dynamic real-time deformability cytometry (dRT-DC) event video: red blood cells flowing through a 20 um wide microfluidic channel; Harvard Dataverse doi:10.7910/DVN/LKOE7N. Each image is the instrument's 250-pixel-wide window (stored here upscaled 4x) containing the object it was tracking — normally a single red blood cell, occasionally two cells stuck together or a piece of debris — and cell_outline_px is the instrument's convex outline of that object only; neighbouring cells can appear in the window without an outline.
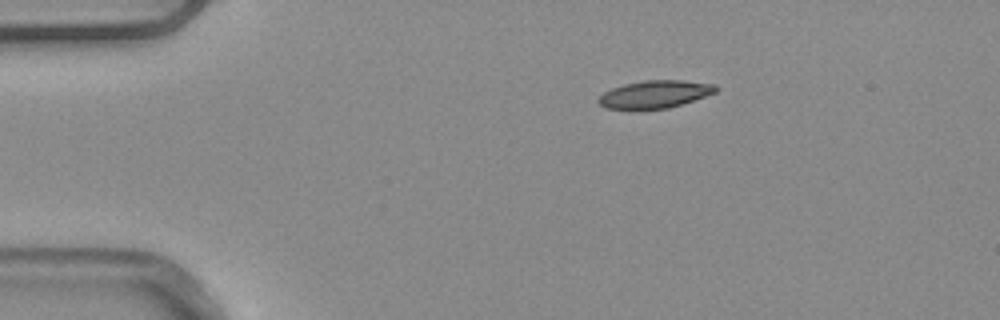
{"species": "common noctule bat (a hibernating species)", "species_latin": "Nyctalus noctula", "temperature_condition": "warm", "stored_images_in_passage": 4, "camera_frame_rate_fps": 3000, "um_per_image_px": 0.085, "animal": {"sex": "male", "body_mass_g": 20.4}, "frame": {"image": 1, "passage_image": 1, "time_ms": 0.0, "image_size_px": [1000, 320], "cell_outline_px": [[720, 88], [716, 92], [668, 108], [604, 108], [596, 100], [604, 92], [612, 88], [624, 84], [644, 80], [684, 80], [716, 84]], "centroid_in_image_um": [55.68, 7.98], "position_along_channel_um": 29.3, "area_um2": 18.61}}
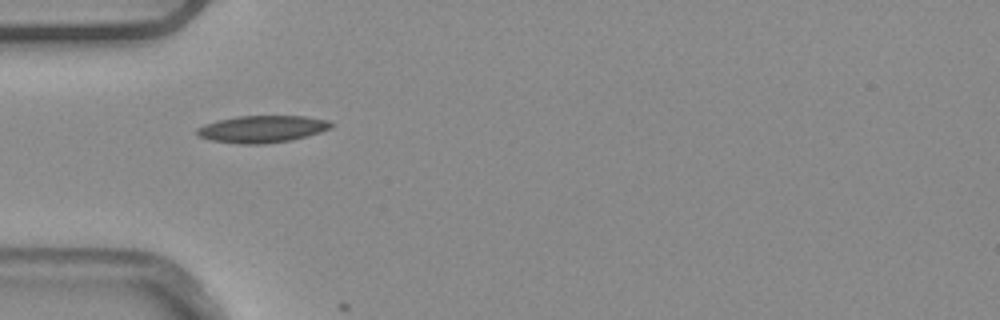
{"frame": {"image": 2, "passage_image": 3, "time_ms": 0.667, "image_size_px": [1000, 320], "cell_outline_px": [[336, 124], [320, 132], [308, 136], [292, 140], [264, 144], [240, 144], [212, 140], [200, 136], [196, 132], [196, 128], [204, 124], [216, 120], [236, 116], [304, 116], [328, 120]], "centroid_in_image_um": [22.29, 10.96], "position_along_channel_um": 62.7, "area_um2": 21.21}}